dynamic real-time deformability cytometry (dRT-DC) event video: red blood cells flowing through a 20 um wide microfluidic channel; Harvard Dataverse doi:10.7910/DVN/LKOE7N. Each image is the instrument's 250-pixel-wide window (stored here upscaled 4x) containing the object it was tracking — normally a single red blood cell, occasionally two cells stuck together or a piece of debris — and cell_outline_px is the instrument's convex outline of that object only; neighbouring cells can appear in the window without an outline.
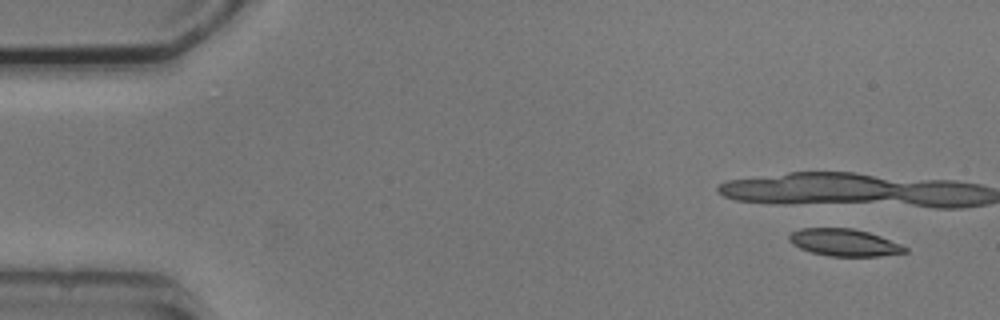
{"species": "common noctule bat (a hibernating species)", "species_latin": "Nyctalus noctula", "temperature_condition": "cold", "stored_images_in_passage": 4, "camera_frame_rate_fps": 3000, "um_per_image_px": 0.085, "animal": {"sex": "male", "body_mass_g": 20.5, "forearm_length_mm": 52.5}, "frame": {"image": 1, "passage_image": 1, "time_ms": 0.0, "image_size_px": [1000, 320], "cell_outline_px": [[908, 252], [880, 256], [828, 256], [812, 252], [800, 248], [792, 244], [788, 240], [788, 236], [792, 232], [800, 228], [852, 228], [868, 232], [880, 236], [900, 244], [908, 248]], "centroid_in_image_um": [71.75, 20.61], "position_along_channel_um": 13.3, "area_um2": 18.32}}